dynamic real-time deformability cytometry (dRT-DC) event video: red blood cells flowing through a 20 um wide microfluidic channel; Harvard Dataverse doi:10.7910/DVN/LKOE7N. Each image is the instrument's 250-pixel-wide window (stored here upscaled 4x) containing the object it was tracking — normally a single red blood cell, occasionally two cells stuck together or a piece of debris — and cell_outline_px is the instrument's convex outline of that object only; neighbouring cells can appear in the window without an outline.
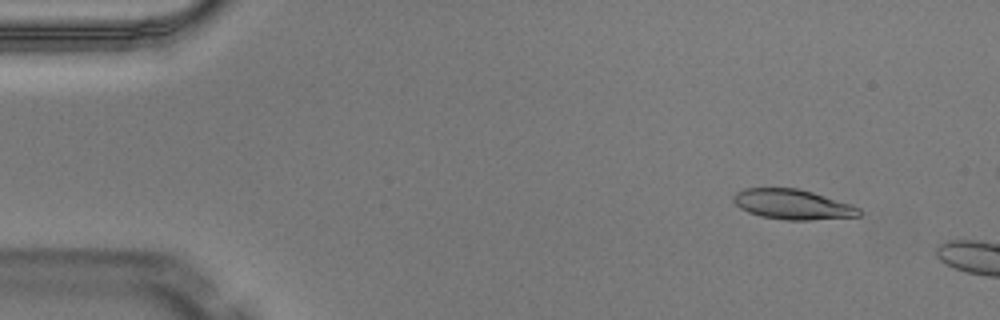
{"species": "Egyptian fruit bat (a non-hibernating species)", "species_latin": "Rousettus aegyptiacus", "temperature_condition": "warm", "stored_images_in_passage": 4, "camera_frame_rate_fps": 3000, "um_per_image_px": 0.085, "animal": {"sex": "male"}, "frame": {"image": 1, "passage_image": 2, "time_ms": 0.333, "image_size_px": [1000, 320], "cell_outline_px": [[860, 216], [808, 220], [784, 220], [760, 216], [748, 212], [740, 208], [732, 200], [732, 196], [736, 192], [744, 188], [796, 188], [812, 192], [852, 204], [860, 208]], "centroid_in_image_um": [67.35, 17.37], "position_along_channel_um": 17.7, "area_um2": 22.02}}